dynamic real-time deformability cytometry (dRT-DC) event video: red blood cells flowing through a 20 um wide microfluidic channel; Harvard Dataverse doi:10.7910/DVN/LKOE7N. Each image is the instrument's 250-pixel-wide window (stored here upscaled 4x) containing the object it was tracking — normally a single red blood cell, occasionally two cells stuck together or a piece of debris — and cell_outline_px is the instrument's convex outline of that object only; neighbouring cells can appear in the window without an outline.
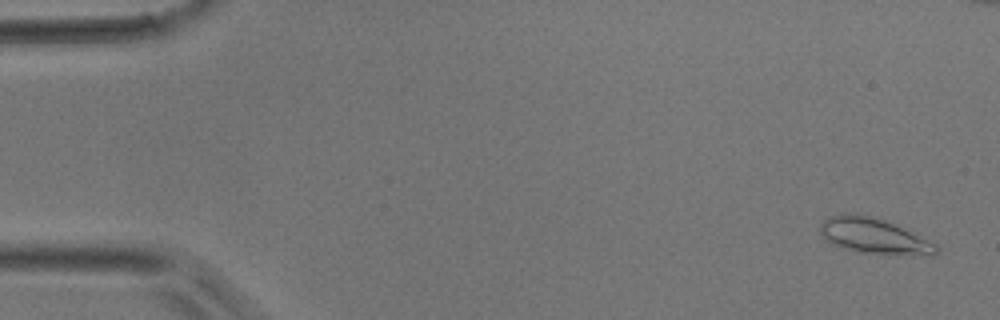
{"species": "common noctule bat (a hibernating species)", "species_latin": "Nyctalus noctula", "temperature_condition": "room temperature", "stored_images_in_passage": 48, "camera_frame_rate_fps": 3000, "um_per_image_px": 0.085, "animal": {"sex": "male", "body_mass_g": 17.9}, "frame": {"image": 1, "passage_image": 2, "time_ms": 0.333, "image_size_px": [1000, 320], "cell_outline_px": [[940, 252], [860, 252], [832, 244], [820, 232], [820, 224], [824, 220], [832, 216], [844, 212], [856, 212], [888, 220], [936, 244], [940, 248]], "centroid_in_image_um": [74.17, 19.96], "position_along_channel_um": 10.8, "area_um2": 23.0}}
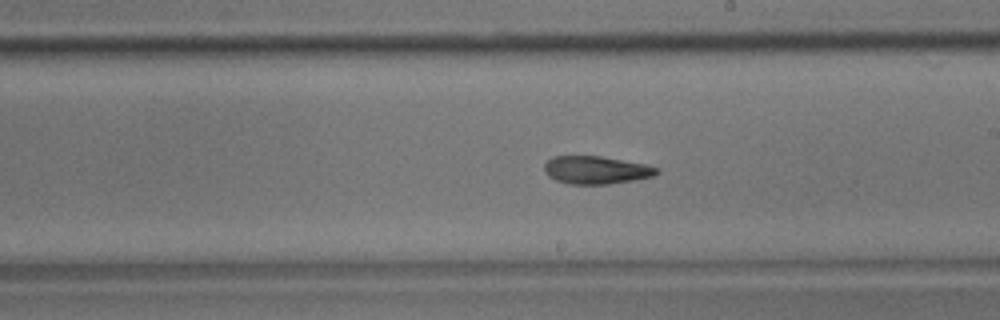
{"frame": {"image": 2, "passage_image": 27, "time_ms": 8.667, "image_size_px": [1000, 320], "cell_outline_px": [[660, 172], [652, 176], [632, 180], [608, 184], [568, 184], [556, 180], [548, 176], [544, 172], [544, 164], [552, 156], [600, 156], [644, 164], [660, 168]], "centroid_in_image_um": [50.64, 14.45], "position_along_channel_um": 238.4, "area_um2": 18.21}}
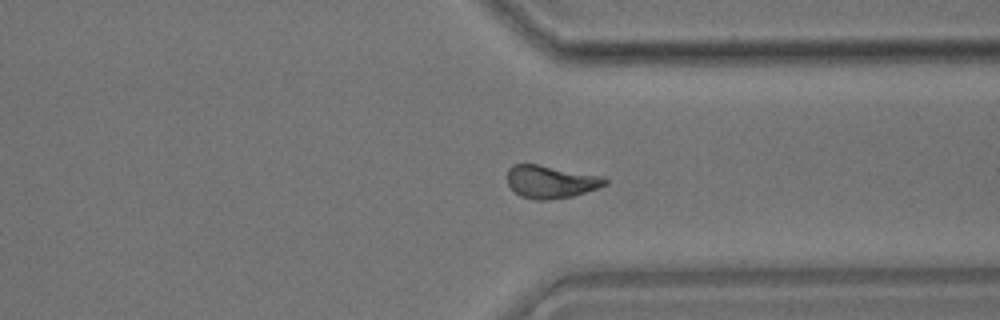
{"frame": {"image": 3, "passage_image": 36, "time_ms": 11.667, "image_size_px": [1000, 320], "cell_outline_px": [[608, 184], [600, 188], [572, 196], [548, 200], [532, 200], [520, 196], [508, 184], [508, 168], [512, 164], [536, 164], [604, 176], [608, 180]], "centroid_in_image_um": [46.85, 15.45], "position_along_channel_um": 364.6, "area_um2": 18.79}}